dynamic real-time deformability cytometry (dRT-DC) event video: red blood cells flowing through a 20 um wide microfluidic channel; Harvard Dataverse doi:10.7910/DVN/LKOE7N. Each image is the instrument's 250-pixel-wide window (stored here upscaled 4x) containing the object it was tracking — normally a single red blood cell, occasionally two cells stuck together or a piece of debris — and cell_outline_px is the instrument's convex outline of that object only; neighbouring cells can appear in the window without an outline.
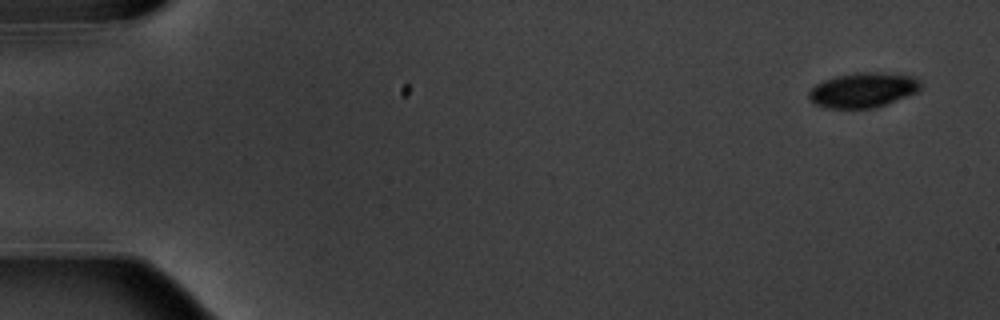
{"species": "common noctule bat (a hibernating species)", "species_latin": "Nyctalus noctula", "temperature_condition": "warm", "stored_images_in_passage": 6, "camera_frame_rate_fps": 3000, "um_per_image_px": 0.085, "animal": {"sex": "male", "body_mass_g": 20.1, "forearm_length_mm": 53.5}, "frame": {"image": 1, "passage_image": 1, "time_ms": 0.0, "image_size_px": [1000, 320], "cell_outline_px": [[924, 88], [916, 92], [884, 104], [872, 108], [824, 108], [816, 104], [808, 96], [808, 92], [816, 84], [824, 80], [836, 76], [856, 72], [880, 72], [912, 76], [920, 80]], "centroid_in_image_um": [73.37, 7.64], "position_along_channel_um": 11.6, "area_um2": 22.6}}
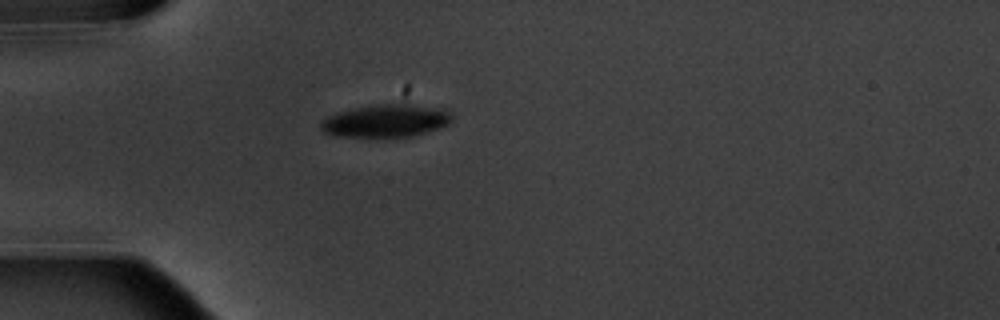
{"frame": {"image": 2, "passage_image": 4, "time_ms": 4.667, "image_size_px": [1000, 320], "cell_outline_px": [[452, 120], [448, 124], [440, 128], [412, 136], [332, 136], [324, 132], [320, 128], [320, 124], [328, 116], [336, 112], [356, 108], [380, 104], [412, 104], [444, 108], [452, 116]], "centroid_in_image_um": [32.82, 10.26], "position_along_channel_um": 52.2, "area_um2": 24.8}}